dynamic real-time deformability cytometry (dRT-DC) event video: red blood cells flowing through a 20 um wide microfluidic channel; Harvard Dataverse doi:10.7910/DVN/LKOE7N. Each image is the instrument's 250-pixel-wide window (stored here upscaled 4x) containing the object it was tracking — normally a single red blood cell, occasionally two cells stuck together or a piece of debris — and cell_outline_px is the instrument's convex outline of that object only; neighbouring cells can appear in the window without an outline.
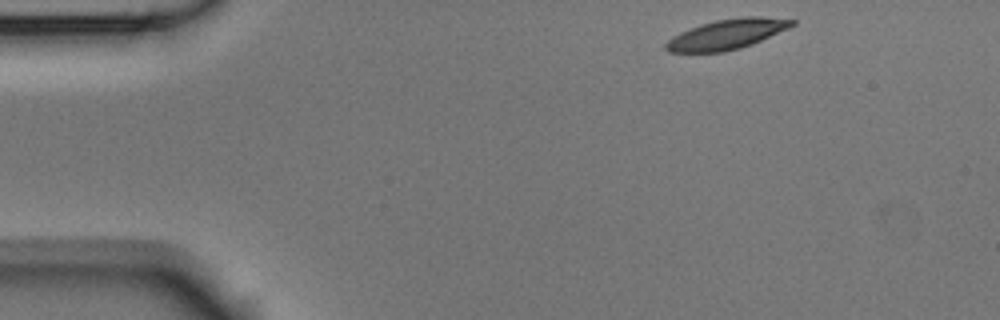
{"species": "Egyptian fruit bat (a non-hibernating species)", "species_latin": "Rousettus aegyptiacus", "temperature_condition": "room temperature", "stored_images_in_passage": 3, "camera_frame_rate_fps": 3000, "um_per_image_px": 0.085, "animal": {"sex": "male"}, "frame": {"image": 1, "passage_image": 1, "time_ms": 0.0, "image_size_px": [1000, 320], "cell_outline_px": [[796, 24], [788, 28], [752, 44], [740, 48], [724, 52], [668, 52], [664, 48], [664, 44], [672, 36], [680, 32], [700, 24], [716, 20], [744, 16], [760, 16], [796, 20]], "centroid_in_image_um": [61.76, 2.91], "position_along_channel_um": 23.2, "area_um2": 22.08}}